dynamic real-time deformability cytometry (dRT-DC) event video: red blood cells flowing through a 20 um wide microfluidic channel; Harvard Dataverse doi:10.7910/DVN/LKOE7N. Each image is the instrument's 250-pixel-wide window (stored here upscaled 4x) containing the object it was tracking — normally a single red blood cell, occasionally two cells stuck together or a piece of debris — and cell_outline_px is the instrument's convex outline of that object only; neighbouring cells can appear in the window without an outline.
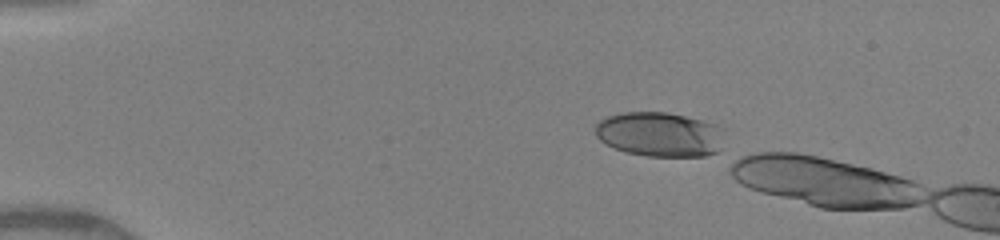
{"species": "human", "species_latin": "Homo sapiens", "temperature_condition": "warm", "stored_images_in_passage": 7, "camera_frame_rate_fps": 3000, "um_per_image_px": 0.085, "donor": {"sex": "female"}, "frame": {"image": 1, "passage_image": 2, "time_ms": 0.333, "image_size_px": [1000, 240], "cell_outline_px": [[724, 128], [720, 148], [716, 152], [704, 156], [648, 156], [628, 152], [616, 148], [600, 140], [596, 136], [596, 124], [600, 120], [608, 116], [620, 112], [668, 112], [716, 124]], "centroid_in_image_um": [56.09, 11.41], "position_along_channel_um": 28.9, "area_um2": 33.41}}